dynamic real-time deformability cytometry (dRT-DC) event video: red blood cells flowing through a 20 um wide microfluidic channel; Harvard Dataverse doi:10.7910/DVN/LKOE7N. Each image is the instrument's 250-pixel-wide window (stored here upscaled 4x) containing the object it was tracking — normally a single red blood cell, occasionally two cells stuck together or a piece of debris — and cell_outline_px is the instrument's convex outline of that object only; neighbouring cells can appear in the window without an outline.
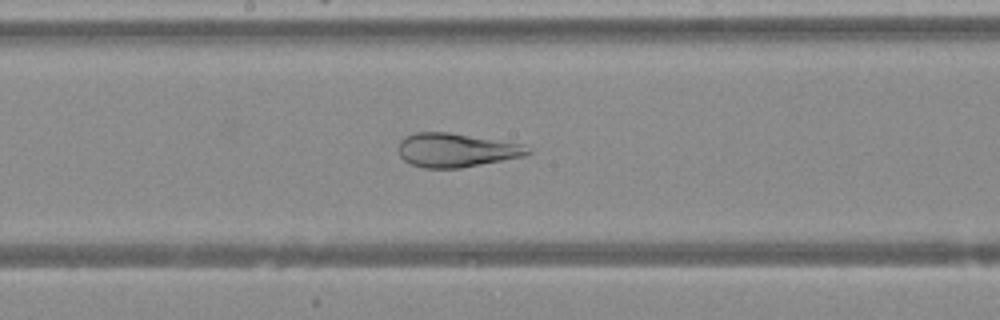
{"species": "Egyptian fruit bat (a non-hibernating species)", "species_latin": "Rousettus aegyptiacus", "temperature_condition": "warm", "stored_images_in_passage": 44, "camera_frame_rate_fps": 3000, "um_per_image_px": 0.085, "animal": {"sex": "female"}, "frame": {"image": 1, "passage_image": 22, "time_ms": 7.0, "image_size_px": [1000, 320], "cell_outline_px": [[532, 152], [524, 156], [460, 168], [424, 168], [412, 164], [404, 160], [400, 156], [400, 140], [404, 136], [416, 132], [448, 132], [520, 144]], "centroid_in_image_um": [38.73, 12.76], "position_along_channel_um": 209.5, "area_um2": 25.09}}
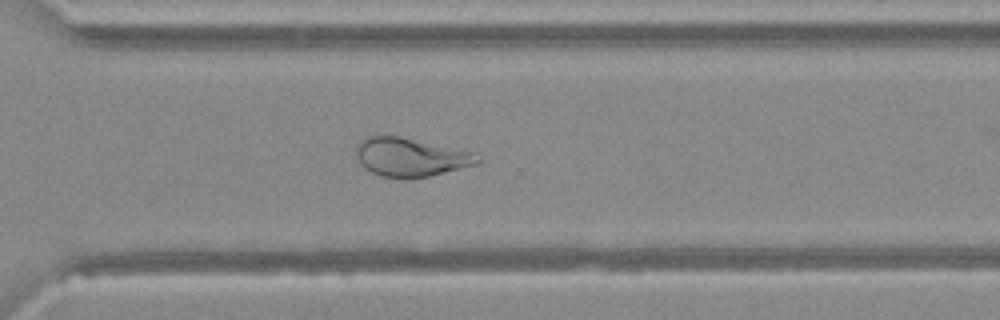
{"frame": {"image": 2, "passage_image": 31, "time_ms": 10.0, "image_size_px": [1000, 320], "cell_outline_px": [[484, 160], [476, 164], [428, 176], [384, 176], [372, 172], [364, 168], [356, 156], [356, 144], [360, 140], [368, 136], [396, 136], [472, 152]], "centroid_in_image_um": [34.87, 13.34], "position_along_channel_um": 335.7, "area_um2": 26.36}}
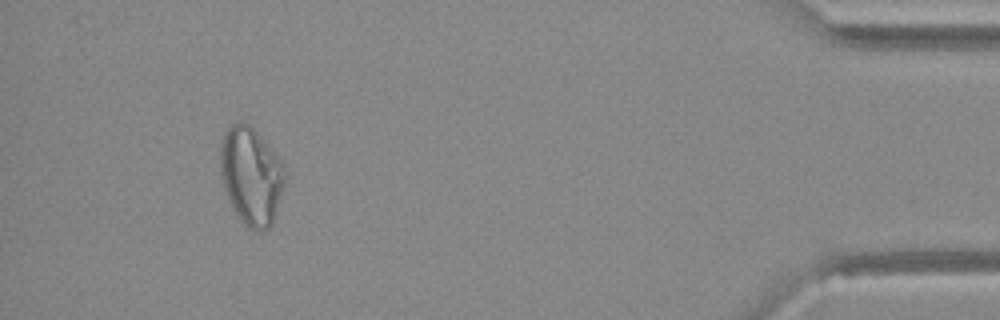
{"frame": {"image": 3, "passage_image": 41, "time_ms": 13.333, "image_size_px": [1000, 320], "cell_outline_px": [[284, 184], [272, 224], [268, 228], [260, 232], [256, 232], [248, 228], [240, 220], [228, 196], [220, 172], [220, 148], [224, 132], [232, 124], [240, 120], [244, 120], [252, 124], [280, 156], [284, 176]], "centroid_in_image_um": [21.35, 14.88], "position_along_channel_um": 413.8, "area_um2": 36.99}}